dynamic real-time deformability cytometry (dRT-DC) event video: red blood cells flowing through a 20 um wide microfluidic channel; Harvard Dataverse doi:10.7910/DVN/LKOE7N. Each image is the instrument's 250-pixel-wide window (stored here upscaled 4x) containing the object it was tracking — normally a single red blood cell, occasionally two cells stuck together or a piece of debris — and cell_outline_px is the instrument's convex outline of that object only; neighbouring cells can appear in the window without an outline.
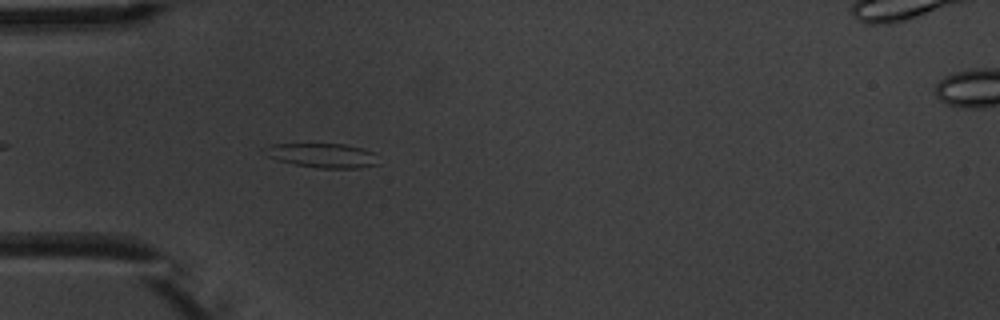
{"species": "common noctule bat (a hibernating species)", "species_latin": "Nyctalus noctula", "temperature_condition": "warm", "stored_images_in_passage": 5, "camera_frame_rate_fps": 3000, "um_per_image_px": 0.085, "animal": {"sex": "male", "body_mass_g": 20.1, "forearm_length_mm": 53.5}, "frame": {"image": 1, "passage_image": 4, "time_ms": 3.333, "image_size_px": [1000, 320], "cell_outline_px": [[380, 164], [360, 168], [316, 168], [276, 160], [268, 156], [260, 148], [272, 144], [344, 144], [364, 148], [376, 152]], "centroid_in_image_um": [27.45, 13.21], "position_along_channel_um": 57.5, "area_um2": 16.47}}